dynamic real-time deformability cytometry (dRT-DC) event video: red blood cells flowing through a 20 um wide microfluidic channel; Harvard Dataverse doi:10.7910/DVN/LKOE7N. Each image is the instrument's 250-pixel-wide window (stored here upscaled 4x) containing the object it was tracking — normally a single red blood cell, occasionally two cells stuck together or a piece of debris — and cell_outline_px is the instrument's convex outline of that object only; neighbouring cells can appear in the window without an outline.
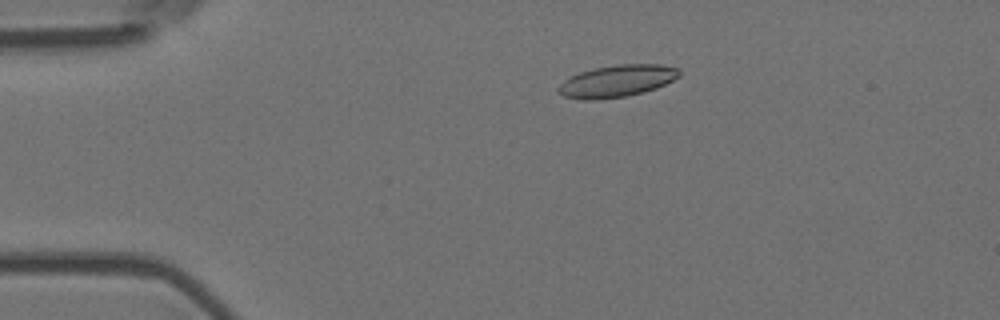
{"species": "Egyptian fruit bat (a non-hibernating species)", "species_latin": "Rousettus aegyptiacus", "temperature_condition": "room temperature", "stored_images_in_passage": 5, "camera_frame_rate_fps": 3000, "um_per_image_px": 0.085, "animal": {"sex": "female"}, "frame": {"image": 1, "passage_image": 4, "time_ms": 1.0, "image_size_px": [1000, 320], "cell_outline_px": [[680, 76], [656, 88], [644, 92], [624, 96], [596, 100], [580, 100], [564, 96], [556, 92], [556, 88], [564, 80], [580, 72], [596, 68], [616, 64], [660, 64], [676, 68], [680, 72]], "centroid_in_image_um": [52.4, 6.89], "position_along_channel_um": 32.6, "area_um2": 22.48}}